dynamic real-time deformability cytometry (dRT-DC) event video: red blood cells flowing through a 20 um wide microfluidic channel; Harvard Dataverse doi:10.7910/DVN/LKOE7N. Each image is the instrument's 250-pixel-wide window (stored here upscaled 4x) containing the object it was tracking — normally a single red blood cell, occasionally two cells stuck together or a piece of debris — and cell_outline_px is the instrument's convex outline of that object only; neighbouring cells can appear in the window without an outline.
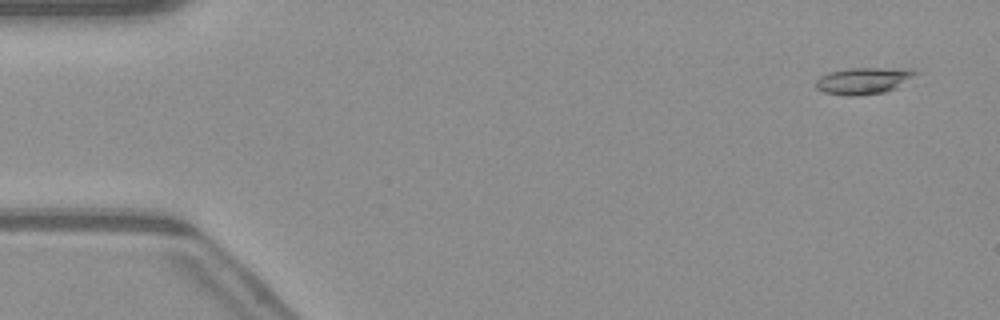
{"species": "common noctule bat (a hibernating species)", "species_latin": "Nyctalus noctula", "temperature_condition": "warm", "stored_images_in_passage": 51, "camera_frame_rate_fps": 3000, "um_per_image_px": 0.085, "animal": {"sex": "male", "body_mass_g": 23.1, "forearm_length_mm": 52.7}, "frame": {"image": 1, "passage_image": 3, "time_ms": 0.667, "image_size_px": [1000, 320], "cell_outline_px": [[920, 72], [896, 88], [884, 92], [856, 96], [848, 96], [824, 92], [816, 88], [816, 80], [820, 76], [828, 72], [848, 68], [912, 68]], "centroid_in_image_um": [73.41, 6.85], "position_along_channel_um": 11.6, "area_um2": 15.61}}
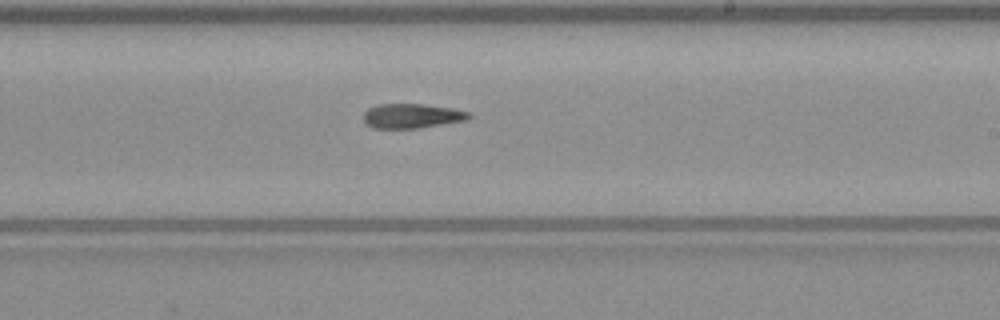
{"frame": {"image": 2, "passage_image": 30, "time_ms": 9.667, "image_size_px": [1000, 320], "cell_outline_px": [[472, 116], [468, 120], [420, 128], [372, 128], [364, 120], [364, 112], [368, 108], [376, 104], [420, 104], [452, 108], [468, 112]], "centroid_in_image_um": [35.01, 9.85], "position_along_channel_um": 254.0, "area_um2": 15.09}}
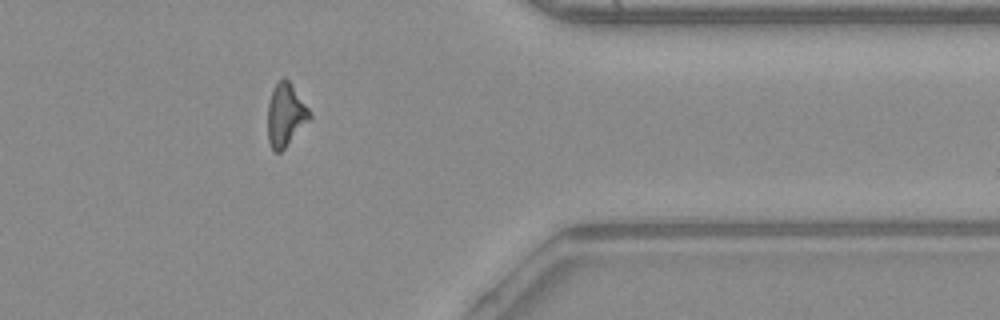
{"frame": {"image": 3, "passage_image": 41, "time_ms": 13.333, "image_size_px": [1000, 320], "cell_outline_px": [[312, 116], [284, 148], [280, 152], [276, 152], [272, 148], [268, 140], [268, 104], [272, 88], [284, 76], [292, 84], [308, 108]], "centroid_in_image_um": [24.26, 9.73], "position_along_channel_um": 387.1, "area_um2": 15.09}, "authors_computed_cell_mechanics": {"area_um2": 15.317, "velocity_mm_per_s": 4.1346, "shape_relaxation_time_tau1_ms": null, "shape_relaxation_time_tau2_ms": 10.0814, "deformation_change_tau1": null, "deformation_change_tau2": 0.2589}}